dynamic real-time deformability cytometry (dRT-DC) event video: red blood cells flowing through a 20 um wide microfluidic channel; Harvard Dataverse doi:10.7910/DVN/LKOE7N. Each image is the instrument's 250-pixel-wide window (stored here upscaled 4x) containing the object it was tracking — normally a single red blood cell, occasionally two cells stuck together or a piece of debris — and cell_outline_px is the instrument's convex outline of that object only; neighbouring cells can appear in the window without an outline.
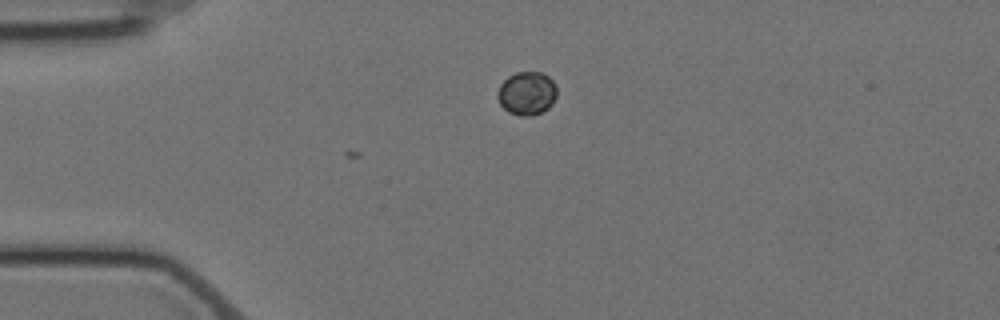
{"species": "Egyptian fruit bat (a non-hibernating species)", "species_latin": "Rousettus aegyptiacus", "temperature_condition": "cold", "stored_images_in_passage": 5, "camera_frame_rate_fps": 3000, "um_per_image_px": 0.085, "animal": {"sex": "female"}, "frame": {"image": 1, "passage_image": 1, "time_ms": 0.0, "image_size_px": [1000, 320], "cell_outline_px": [[556, 96], [552, 104], [548, 108], [532, 116], [520, 116], [508, 112], [500, 104], [496, 96], [496, 92], [500, 84], [508, 76], [516, 72], [540, 72], [548, 76], [556, 84]], "centroid_in_image_um": [44.76, 7.93], "position_along_channel_um": 40.2, "area_um2": 15.14}}